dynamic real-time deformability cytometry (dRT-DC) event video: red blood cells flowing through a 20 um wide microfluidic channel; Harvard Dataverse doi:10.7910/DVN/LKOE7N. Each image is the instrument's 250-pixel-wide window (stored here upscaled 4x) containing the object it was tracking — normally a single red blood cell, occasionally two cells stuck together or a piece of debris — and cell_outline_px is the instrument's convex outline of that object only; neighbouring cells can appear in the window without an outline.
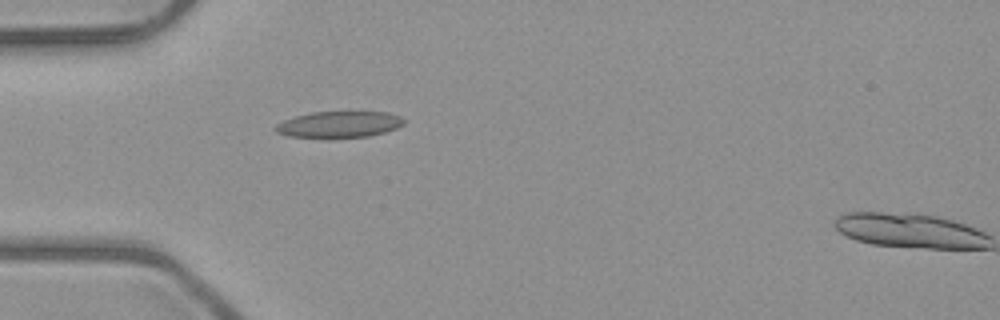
{"species": "common noctule bat (a hibernating species)", "species_latin": "Nyctalus noctula", "temperature_condition": "room temperature", "stored_images_in_passage": 2, "camera_frame_rate_fps": 3000, "um_per_image_px": 0.085, "animal": {"sex": "male", "body_mass_g": 23.1, "forearm_length_mm": 52.7}, "frame": {"image": 1, "passage_image": 1, "time_ms": 0.0, "image_size_px": [1000, 320], "cell_outline_px": [[404, 124], [396, 128], [384, 132], [368, 136], [288, 136], [276, 132], [272, 128], [276, 124], [284, 120], [296, 116], [312, 112], [388, 112], [400, 116], [404, 120]], "centroid_in_image_um": [28.82, 10.55], "position_along_channel_um": 56.2, "area_um2": 19.13}}